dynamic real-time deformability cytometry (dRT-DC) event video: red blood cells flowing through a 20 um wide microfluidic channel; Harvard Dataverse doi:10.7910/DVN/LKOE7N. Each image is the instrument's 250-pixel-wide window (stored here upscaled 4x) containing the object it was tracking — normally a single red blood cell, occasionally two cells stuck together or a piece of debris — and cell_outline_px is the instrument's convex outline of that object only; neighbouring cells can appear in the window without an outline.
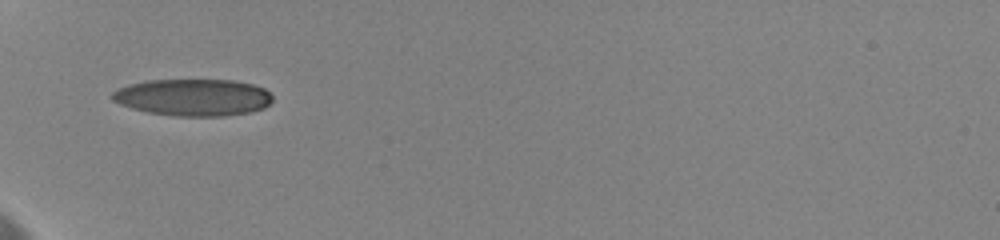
{"species": "human", "species_latin": "Homo sapiens", "temperature_condition": "cold", "stored_images_in_passage": 41, "camera_frame_rate_fps": 3000, "um_per_image_px": 0.085, "donor": {"sex": "female"}, "frame": {"image": 1, "passage_image": 1, "time_ms": 0.0, "image_size_px": [1000, 240], "cell_outline_px": [[272, 100], [264, 108], [252, 112], [224, 116], [176, 116], [148, 112], [132, 108], [120, 104], [112, 100], [108, 96], [112, 92], [128, 84], [148, 80], [232, 80], [252, 84], [264, 88], [272, 96]], "centroid_in_image_um": [16.4, 8.28], "position_along_channel_um": 68.6, "area_um2": 34.62}}
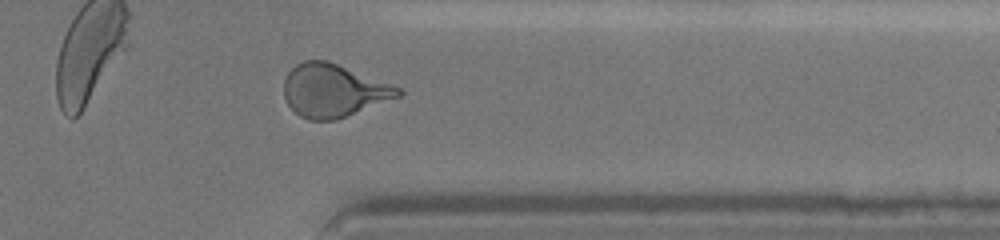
{"frame": {"image": 2, "passage_image": 31, "time_ms": 9.0, "image_size_px": [1000, 240], "cell_outline_px": [[404, 92], [400, 96], [336, 120], [308, 120], [300, 116], [288, 104], [284, 96], [284, 80], [288, 72], [296, 64], [304, 60], [328, 60], [400, 88]], "centroid_in_image_um": [28.32, 7.69], "position_along_channel_um": 383.1, "area_um2": 34.97}}
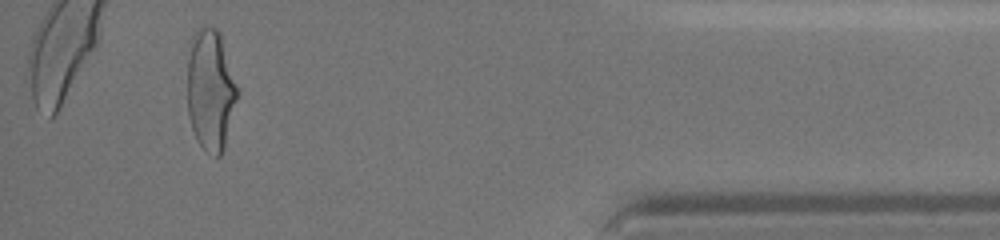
{"frame": {"image": 3, "passage_image": 38, "time_ms": 11.0, "image_size_px": [1000, 240], "cell_outline_px": [[236, 100], [224, 148], [220, 156], [216, 156], [204, 148], [196, 140], [188, 116], [188, 60], [192, 32], [196, 28], [216, 28], [220, 32], [236, 88]], "centroid_in_image_um": [17.85, 7.63], "position_along_channel_um": 417.3, "area_um2": 34.51}, "authors_computed_cell_mechanics": {"area_um2": 34.6222, "velocity_mm_per_s": 3.5727, "shape_relaxation_time_tau1_ms": 4.3671, "shape_relaxation_time_tau2_ms": 0.9823, "deformation_change_tau1": 0.1637, "deformation_change_tau2": 0.0616}}